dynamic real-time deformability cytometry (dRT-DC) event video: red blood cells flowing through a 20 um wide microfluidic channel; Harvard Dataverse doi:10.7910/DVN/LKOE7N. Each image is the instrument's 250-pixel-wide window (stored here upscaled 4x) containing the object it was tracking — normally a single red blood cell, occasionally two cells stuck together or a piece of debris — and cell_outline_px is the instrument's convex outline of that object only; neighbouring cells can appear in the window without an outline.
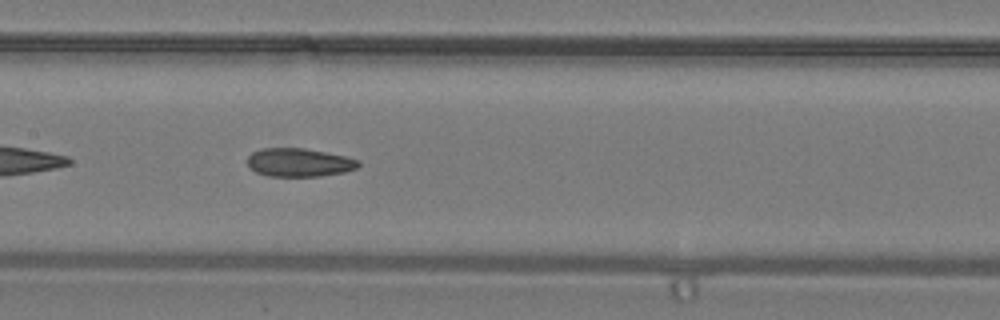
{"species": "common noctule bat (a hibernating species)", "species_latin": "Nyctalus noctula", "temperature_condition": "warm", "stored_images_in_passage": 27, "camera_frame_rate_fps": 3000, "um_per_image_px": 0.085, "animal": {"sex": "male", "body_mass_g": 19.2, "forearm_length_mm": 51.8}, "frame": {"image": 1, "passage_image": 8, "time_ms": 2.333, "image_size_px": [1000, 320], "cell_outline_px": [[360, 164], [356, 168], [344, 172], [320, 176], [268, 176], [256, 172], [248, 164], [248, 156], [252, 152], [264, 148], [304, 148], [344, 156], [360, 160]], "centroid_in_image_um": [25.43, 13.81], "position_along_channel_um": 182.0, "area_um2": 18.21}}